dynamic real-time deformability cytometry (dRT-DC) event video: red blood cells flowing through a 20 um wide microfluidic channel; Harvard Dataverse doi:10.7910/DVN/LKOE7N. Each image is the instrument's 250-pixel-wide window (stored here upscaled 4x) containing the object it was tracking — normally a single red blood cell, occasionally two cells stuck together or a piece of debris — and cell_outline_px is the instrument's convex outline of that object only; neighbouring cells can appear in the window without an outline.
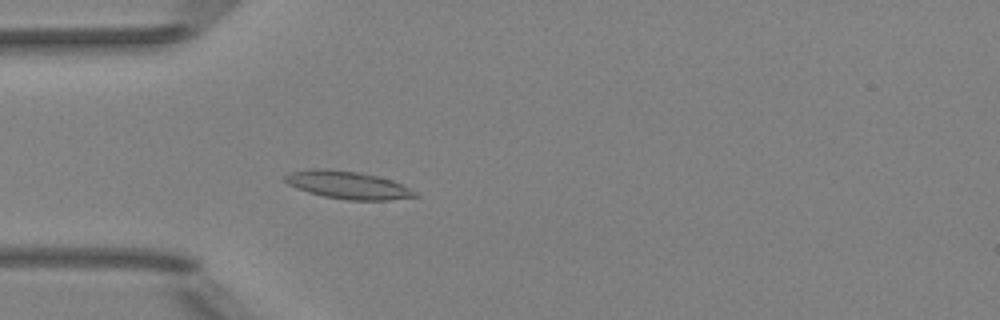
{"species": "Egyptian fruit bat (a non-hibernating species)", "species_latin": "Rousettus aegyptiacus", "temperature_condition": "room temperature", "stored_images_in_passage": 51, "camera_frame_rate_fps": 3000, "um_per_image_px": 0.085, "animal": {"sex": "female"}, "frame": {"image": 1, "passage_image": 15, "time_ms": 4.667, "image_size_px": [1000, 320], "cell_outline_px": [[420, 196], [388, 200], [348, 200], [324, 196], [308, 192], [296, 188], [288, 184], [284, 180], [284, 176], [288, 172], [316, 168], [328, 168], [356, 172], [376, 176], [392, 180], [416, 192]], "centroid_in_image_um": [29.52, 15.72], "position_along_channel_um": 55.5, "area_um2": 20.87}}
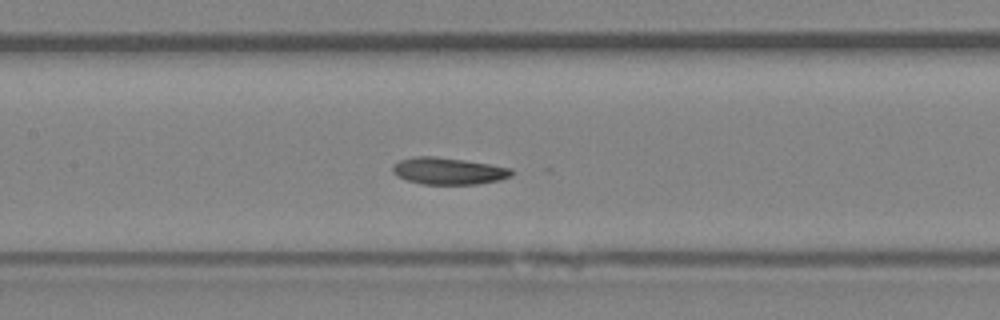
{"frame": {"image": 2, "passage_image": 24, "time_ms": 7.667, "image_size_px": [1000, 320], "cell_outline_px": [[516, 172], [512, 176], [500, 180], [476, 184], [424, 184], [408, 180], [396, 176], [392, 172], [392, 168], [400, 160], [416, 156], [436, 156], [464, 160], [512, 168]], "centroid_in_image_um": [38.15, 14.53], "position_along_channel_um": 169.2, "area_um2": 18.61}}
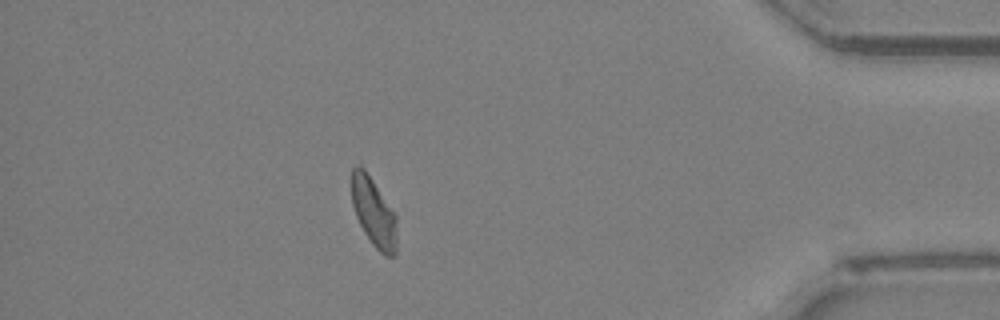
{"frame": {"image": 3, "passage_image": 45, "time_ms": 14.667, "image_size_px": [1000, 320], "cell_outline_px": [[396, 252], [392, 256], [384, 256], [372, 244], [364, 232], [356, 216], [352, 204], [352, 168], [360, 160], [396, 212]], "centroid_in_image_um": [31.77, 17.95], "position_along_channel_um": 403.4, "area_um2": 18.73}, "authors_computed_cell_mechanics": {"area_um2": 19.1318, "velocity_mm_per_s": 3.9889, "shape_relaxation_time_tau1_ms": 2.8325, "shape_relaxation_time_tau2_ms": 3.3499, "deformation_change_tau1": 0.1073, "deformation_change_tau2": 0.0849}}